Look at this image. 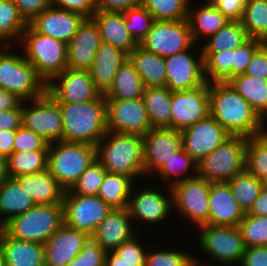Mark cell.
Instances as JSON below:
<instances>
[{"mask_svg": "<svg viewBox=\"0 0 267 266\" xmlns=\"http://www.w3.org/2000/svg\"><path fill=\"white\" fill-rule=\"evenodd\" d=\"M189 0H142V6L146 8L158 21L186 20Z\"/></svg>", "mask_w": 267, "mask_h": 266, "instance_id": "45", "label": "cell"}, {"mask_svg": "<svg viewBox=\"0 0 267 266\" xmlns=\"http://www.w3.org/2000/svg\"><path fill=\"white\" fill-rule=\"evenodd\" d=\"M182 147L181 131L171 128H152L143 136L145 176H154ZM147 174V175H146Z\"/></svg>", "mask_w": 267, "mask_h": 266, "instance_id": "20", "label": "cell"}, {"mask_svg": "<svg viewBox=\"0 0 267 266\" xmlns=\"http://www.w3.org/2000/svg\"><path fill=\"white\" fill-rule=\"evenodd\" d=\"M14 179L36 204L62 205L65 190L48 169L31 175L14 177Z\"/></svg>", "mask_w": 267, "mask_h": 266, "instance_id": "29", "label": "cell"}, {"mask_svg": "<svg viewBox=\"0 0 267 266\" xmlns=\"http://www.w3.org/2000/svg\"><path fill=\"white\" fill-rule=\"evenodd\" d=\"M96 159V146L56 141L48 143V170L64 189H71Z\"/></svg>", "mask_w": 267, "mask_h": 266, "instance_id": "4", "label": "cell"}, {"mask_svg": "<svg viewBox=\"0 0 267 266\" xmlns=\"http://www.w3.org/2000/svg\"><path fill=\"white\" fill-rule=\"evenodd\" d=\"M96 159L106 172L135 178L145 175L143 136L107 131L96 145Z\"/></svg>", "mask_w": 267, "mask_h": 266, "instance_id": "3", "label": "cell"}, {"mask_svg": "<svg viewBox=\"0 0 267 266\" xmlns=\"http://www.w3.org/2000/svg\"><path fill=\"white\" fill-rule=\"evenodd\" d=\"M98 26L102 43L128 55L139 45L125 27L123 13L96 11L91 17Z\"/></svg>", "mask_w": 267, "mask_h": 266, "instance_id": "27", "label": "cell"}, {"mask_svg": "<svg viewBox=\"0 0 267 266\" xmlns=\"http://www.w3.org/2000/svg\"><path fill=\"white\" fill-rule=\"evenodd\" d=\"M0 245L6 266H45L44 245L40 243L14 239L0 228Z\"/></svg>", "mask_w": 267, "mask_h": 266, "instance_id": "28", "label": "cell"}, {"mask_svg": "<svg viewBox=\"0 0 267 266\" xmlns=\"http://www.w3.org/2000/svg\"><path fill=\"white\" fill-rule=\"evenodd\" d=\"M63 224L62 205L36 204L25 213L11 218L1 228L14 239L44 245Z\"/></svg>", "mask_w": 267, "mask_h": 266, "instance_id": "7", "label": "cell"}, {"mask_svg": "<svg viewBox=\"0 0 267 266\" xmlns=\"http://www.w3.org/2000/svg\"><path fill=\"white\" fill-rule=\"evenodd\" d=\"M47 93L56 102L67 103L93 101L101 95L89 71L76 69H65L55 76L47 84Z\"/></svg>", "mask_w": 267, "mask_h": 266, "instance_id": "18", "label": "cell"}, {"mask_svg": "<svg viewBox=\"0 0 267 266\" xmlns=\"http://www.w3.org/2000/svg\"><path fill=\"white\" fill-rule=\"evenodd\" d=\"M7 177V157L0 154V180Z\"/></svg>", "mask_w": 267, "mask_h": 266, "instance_id": "65", "label": "cell"}, {"mask_svg": "<svg viewBox=\"0 0 267 266\" xmlns=\"http://www.w3.org/2000/svg\"><path fill=\"white\" fill-rule=\"evenodd\" d=\"M190 173V174H189ZM158 174V175H157ZM167 187L198 175V163L181 147L156 173ZM184 175V177H183ZM167 183V184H166Z\"/></svg>", "mask_w": 267, "mask_h": 266, "instance_id": "38", "label": "cell"}, {"mask_svg": "<svg viewBox=\"0 0 267 266\" xmlns=\"http://www.w3.org/2000/svg\"><path fill=\"white\" fill-rule=\"evenodd\" d=\"M201 45L202 52H220L235 49L246 42L249 37L240 21H228L217 33L207 38Z\"/></svg>", "mask_w": 267, "mask_h": 266, "instance_id": "39", "label": "cell"}, {"mask_svg": "<svg viewBox=\"0 0 267 266\" xmlns=\"http://www.w3.org/2000/svg\"><path fill=\"white\" fill-rule=\"evenodd\" d=\"M155 246L156 245L151 244L150 248H148L145 266H187L194 257L190 253L179 250L176 251L175 249H159L155 251Z\"/></svg>", "mask_w": 267, "mask_h": 266, "instance_id": "49", "label": "cell"}, {"mask_svg": "<svg viewBox=\"0 0 267 266\" xmlns=\"http://www.w3.org/2000/svg\"><path fill=\"white\" fill-rule=\"evenodd\" d=\"M145 86L134 64L128 58L115 74L112 87L105 94L106 100H129L143 97Z\"/></svg>", "mask_w": 267, "mask_h": 266, "instance_id": "34", "label": "cell"}, {"mask_svg": "<svg viewBox=\"0 0 267 266\" xmlns=\"http://www.w3.org/2000/svg\"><path fill=\"white\" fill-rule=\"evenodd\" d=\"M85 18L82 14L51 5L28 25L37 33L68 44Z\"/></svg>", "mask_w": 267, "mask_h": 266, "instance_id": "21", "label": "cell"}, {"mask_svg": "<svg viewBox=\"0 0 267 266\" xmlns=\"http://www.w3.org/2000/svg\"><path fill=\"white\" fill-rule=\"evenodd\" d=\"M125 20V27L132 35L134 40L140 42L146 37L150 28L154 23L152 14L142 5L130 8L123 13Z\"/></svg>", "mask_w": 267, "mask_h": 266, "instance_id": "47", "label": "cell"}, {"mask_svg": "<svg viewBox=\"0 0 267 266\" xmlns=\"http://www.w3.org/2000/svg\"><path fill=\"white\" fill-rule=\"evenodd\" d=\"M25 102L30 106L26 107ZM28 102H22V125L48 143L62 141L63 121L58 103L47 92Z\"/></svg>", "mask_w": 267, "mask_h": 266, "instance_id": "13", "label": "cell"}, {"mask_svg": "<svg viewBox=\"0 0 267 266\" xmlns=\"http://www.w3.org/2000/svg\"><path fill=\"white\" fill-rule=\"evenodd\" d=\"M255 216L267 217V187L263 186L259 196L253 203L251 209L247 212Z\"/></svg>", "mask_w": 267, "mask_h": 266, "instance_id": "63", "label": "cell"}, {"mask_svg": "<svg viewBox=\"0 0 267 266\" xmlns=\"http://www.w3.org/2000/svg\"><path fill=\"white\" fill-rule=\"evenodd\" d=\"M28 23L20 15L13 0H0V42L10 44L20 41ZM16 40H15V39ZM11 40V41H10ZM8 42V43H7ZM10 42V43H9Z\"/></svg>", "mask_w": 267, "mask_h": 266, "instance_id": "41", "label": "cell"}, {"mask_svg": "<svg viewBox=\"0 0 267 266\" xmlns=\"http://www.w3.org/2000/svg\"><path fill=\"white\" fill-rule=\"evenodd\" d=\"M227 183L232 195L245 213L251 209L264 186L262 180L246 170L235 175Z\"/></svg>", "mask_w": 267, "mask_h": 266, "instance_id": "40", "label": "cell"}, {"mask_svg": "<svg viewBox=\"0 0 267 266\" xmlns=\"http://www.w3.org/2000/svg\"><path fill=\"white\" fill-rule=\"evenodd\" d=\"M260 47L258 39L249 38L240 47L234 49L232 62V77L244 74L251 57Z\"/></svg>", "mask_w": 267, "mask_h": 266, "instance_id": "53", "label": "cell"}, {"mask_svg": "<svg viewBox=\"0 0 267 266\" xmlns=\"http://www.w3.org/2000/svg\"><path fill=\"white\" fill-rule=\"evenodd\" d=\"M210 115L232 136L251 138L267 131L251 105L228 83H209Z\"/></svg>", "mask_w": 267, "mask_h": 266, "instance_id": "1", "label": "cell"}, {"mask_svg": "<svg viewBox=\"0 0 267 266\" xmlns=\"http://www.w3.org/2000/svg\"><path fill=\"white\" fill-rule=\"evenodd\" d=\"M0 266H6L2 246L0 245Z\"/></svg>", "mask_w": 267, "mask_h": 266, "instance_id": "68", "label": "cell"}, {"mask_svg": "<svg viewBox=\"0 0 267 266\" xmlns=\"http://www.w3.org/2000/svg\"><path fill=\"white\" fill-rule=\"evenodd\" d=\"M234 49L220 52H202L206 82H228L232 78Z\"/></svg>", "mask_w": 267, "mask_h": 266, "instance_id": "42", "label": "cell"}, {"mask_svg": "<svg viewBox=\"0 0 267 266\" xmlns=\"http://www.w3.org/2000/svg\"><path fill=\"white\" fill-rule=\"evenodd\" d=\"M13 2L27 23L51 6V0H13Z\"/></svg>", "mask_w": 267, "mask_h": 266, "instance_id": "55", "label": "cell"}, {"mask_svg": "<svg viewBox=\"0 0 267 266\" xmlns=\"http://www.w3.org/2000/svg\"><path fill=\"white\" fill-rule=\"evenodd\" d=\"M62 114V141L96 146L107 133L106 98L82 103L57 102Z\"/></svg>", "mask_w": 267, "mask_h": 266, "instance_id": "2", "label": "cell"}, {"mask_svg": "<svg viewBox=\"0 0 267 266\" xmlns=\"http://www.w3.org/2000/svg\"><path fill=\"white\" fill-rule=\"evenodd\" d=\"M22 102L17 95L0 88V111L16 109Z\"/></svg>", "mask_w": 267, "mask_h": 266, "instance_id": "61", "label": "cell"}, {"mask_svg": "<svg viewBox=\"0 0 267 266\" xmlns=\"http://www.w3.org/2000/svg\"><path fill=\"white\" fill-rule=\"evenodd\" d=\"M210 185V182L197 175L170 187L173 207L196 227L209 222Z\"/></svg>", "mask_w": 267, "mask_h": 266, "instance_id": "10", "label": "cell"}, {"mask_svg": "<svg viewBox=\"0 0 267 266\" xmlns=\"http://www.w3.org/2000/svg\"><path fill=\"white\" fill-rule=\"evenodd\" d=\"M64 225L83 231L91 236L105 219L111 208L97 195L73 194L65 190L63 194Z\"/></svg>", "mask_w": 267, "mask_h": 266, "instance_id": "12", "label": "cell"}, {"mask_svg": "<svg viewBox=\"0 0 267 266\" xmlns=\"http://www.w3.org/2000/svg\"><path fill=\"white\" fill-rule=\"evenodd\" d=\"M137 236L135 235L113 250L120 257V260L129 266H145L148 248L144 249L146 247L142 245Z\"/></svg>", "mask_w": 267, "mask_h": 266, "instance_id": "50", "label": "cell"}, {"mask_svg": "<svg viewBox=\"0 0 267 266\" xmlns=\"http://www.w3.org/2000/svg\"><path fill=\"white\" fill-rule=\"evenodd\" d=\"M171 129L182 131L210 115L209 83L199 87L172 92Z\"/></svg>", "mask_w": 267, "mask_h": 266, "instance_id": "14", "label": "cell"}, {"mask_svg": "<svg viewBox=\"0 0 267 266\" xmlns=\"http://www.w3.org/2000/svg\"><path fill=\"white\" fill-rule=\"evenodd\" d=\"M171 94L166 86L147 87L143 100L152 128H171Z\"/></svg>", "mask_w": 267, "mask_h": 266, "instance_id": "35", "label": "cell"}, {"mask_svg": "<svg viewBox=\"0 0 267 266\" xmlns=\"http://www.w3.org/2000/svg\"><path fill=\"white\" fill-rule=\"evenodd\" d=\"M129 58L122 50L101 43L89 71L96 89L103 95L112 87L119 67Z\"/></svg>", "mask_w": 267, "mask_h": 266, "instance_id": "26", "label": "cell"}, {"mask_svg": "<svg viewBox=\"0 0 267 266\" xmlns=\"http://www.w3.org/2000/svg\"><path fill=\"white\" fill-rule=\"evenodd\" d=\"M264 186L267 187V179L264 181Z\"/></svg>", "mask_w": 267, "mask_h": 266, "instance_id": "69", "label": "cell"}, {"mask_svg": "<svg viewBox=\"0 0 267 266\" xmlns=\"http://www.w3.org/2000/svg\"><path fill=\"white\" fill-rule=\"evenodd\" d=\"M199 244L204 254L220 265L238 266L245 252V244L238 226H199ZM209 255V256H208Z\"/></svg>", "mask_w": 267, "mask_h": 266, "instance_id": "9", "label": "cell"}, {"mask_svg": "<svg viewBox=\"0 0 267 266\" xmlns=\"http://www.w3.org/2000/svg\"><path fill=\"white\" fill-rule=\"evenodd\" d=\"M194 43L187 19L181 21L155 20L139 46L165 58L181 51L193 49Z\"/></svg>", "mask_w": 267, "mask_h": 266, "instance_id": "11", "label": "cell"}, {"mask_svg": "<svg viewBox=\"0 0 267 266\" xmlns=\"http://www.w3.org/2000/svg\"><path fill=\"white\" fill-rule=\"evenodd\" d=\"M105 266H129L120 260V257L114 252L109 251L106 253Z\"/></svg>", "mask_w": 267, "mask_h": 266, "instance_id": "64", "label": "cell"}, {"mask_svg": "<svg viewBox=\"0 0 267 266\" xmlns=\"http://www.w3.org/2000/svg\"><path fill=\"white\" fill-rule=\"evenodd\" d=\"M132 223L128 209H111L90 237L106 252L113 251L136 235Z\"/></svg>", "mask_w": 267, "mask_h": 266, "instance_id": "24", "label": "cell"}, {"mask_svg": "<svg viewBox=\"0 0 267 266\" xmlns=\"http://www.w3.org/2000/svg\"><path fill=\"white\" fill-rule=\"evenodd\" d=\"M238 228L246 248L267 246V217L255 216L246 212Z\"/></svg>", "mask_w": 267, "mask_h": 266, "instance_id": "46", "label": "cell"}, {"mask_svg": "<svg viewBox=\"0 0 267 266\" xmlns=\"http://www.w3.org/2000/svg\"><path fill=\"white\" fill-rule=\"evenodd\" d=\"M166 189L170 192L168 197L165 196L167 193L163 194V190L152 185L139 188V192L133 193V186L127 208L133 223L139 220L146 224L158 225L168 218L167 216L175 208H173L171 188L167 187Z\"/></svg>", "mask_w": 267, "mask_h": 266, "instance_id": "16", "label": "cell"}, {"mask_svg": "<svg viewBox=\"0 0 267 266\" xmlns=\"http://www.w3.org/2000/svg\"><path fill=\"white\" fill-rule=\"evenodd\" d=\"M240 22L249 38L259 40L267 31V0H246Z\"/></svg>", "mask_w": 267, "mask_h": 266, "instance_id": "44", "label": "cell"}, {"mask_svg": "<svg viewBox=\"0 0 267 266\" xmlns=\"http://www.w3.org/2000/svg\"><path fill=\"white\" fill-rule=\"evenodd\" d=\"M10 46L4 44V48H0V88L17 95L23 101L43 96L47 92V84L24 55L12 53Z\"/></svg>", "mask_w": 267, "mask_h": 266, "instance_id": "6", "label": "cell"}, {"mask_svg": "<svg viewBox=\"0 0 267 266\" xmlns=\"http://www.w3.org/2000/svg\"><path fill=\"white\" fill-rule=\"evenodd\" d=\"M260 47L267 49V31L259 39Z\"/></svg>", "mask_w": 267, "mask_h": 266, "instance_id": "67", "label": "cell"}, {"mask_svg": "<svg viewBox=\"0 0 267 266\" xmlns=\"http://www.w3.org/2000/svg\"><path fill=\"white\" fill-rule=\"evenodd\" d=\"M18 43L24 48V58L46 84L67 69V44L64 42L37 33L28 25Z\"/></svg>", "mask_w": 267, "mask_h": 266, "instance_id": "5", "label": "cell"}, {"mask_svg": "<svg viewBox=\"0 0 267 266\" xmlns=\"http://www.w3.org/2000/svg\"><path fill=\"white\" fill-rule=\"evenodd\" d=\"M247 137L231 136L198 163V175L210 183L228 182L245 170Z\"/></svg>", "mask_w": 267, "mask_h": 266, "instance_id": "8", "label": "cell"}, {"mask_svg": "<svg viewBox=\"0 0 267 266\" xmlns=\"http://www.w3.org/2000/svg\"><path fill=\"white\" fill-rule=\"evenodd\" d=\"M245 170L263 182L267 179V131L247 139Z\"/></svg>", "mask_w": 267, "mask_h": 266, "instance_id": "43", "label": "cell"}, {"mask_svg": "<svg viewBox=\"0 0 267 266\" xmlns=\"http://www.w3.org/2000/svg\"><path fill=\"white\" fill-rule=\"evenodd\" d=\"M107 131L144 136L152 129L143 98L106 100Z\"/></svg>", "mask_w": 267, "mask_h": 266, "instance_id": "15", "label": "cell"}, {"mask_svg": "<svg viewBox=\"0 0 267 266\" xmlns=\"http://www.w3.org/2000/svg\"><path fill=\"white\" fill-rule=\"evenodd\" d=\"M106 251L91 237L67 266H105Z\"/></svg>", "mask_w": 267, "mask_h": 266, "instance_id": "51", "label": "cell"}, {"mask_svg": "<svg viewBox=\"0 0 267 266\" xmlns=\"http://www.w3.org/2000/svg\"><path fill=\"white\" fill-rule=\"evenodd\" d=\"M106 170L95 159L94 162L83 172L74 186L69 189L73 194L94 196L104 180Z\"/></svg>", "mask_w": 267, "mask_h": 266, "instance_id": "48", "label": "cell"}, {"mask_svg": "<svg viewBox=\"0 0 267 266\" xmlns=\"http://www.w3.org/2000/svg\"><path fill=\"white\" fill-rule=\"evenodd\" d=\"M22 125V104L11 110L0 111V131L17 130Z\"/></svg>", "mask_w": 267, "mask_h": 266, "instance_id": "60", "label": "cell"}, {"mask_svg": "<svg viewBox=\"0 0 267 266\" xmlns=\"http://www.w3.org/2000/svg\"><path fill=\"white\" fill-rule=\"evenodd\" d=\"M182 148L197 163L232 135L211 115L181 131Z\"/></svg>", "mask_w": 267, "mask_h": 266, "instance_id": "19", "label": "cell"}, {"mask_svg": "<svg viewBox=\"0 0 267 266\" xmlns=\"http://www.w3.org/2000/svg\"><path fill=\"white\" fill-rule=\"evenodd\" d=\"M48 169V150L13 151L7 157V176L20 177Z\"/></svg>", "mask_w": 267, "mask_h": 266, "instance_id": "37", "label": "cell"}, {"mask_svg": "<svg viewBox=\"0 0 267 266\" xmlns=\"http://www.w3.org/2000/svg\"><path fill=\"white\" fill-rule=\"evenodd\" d=\"M249 76L263 77L267 79V49L259 47L251 57L244 72Z\"/></svg>", "mask_w": 267, "mask_h": 266, "instance_id": "57", "label": "cell"}, {"mask_svg": "<svg viewBox=\"0 0 267 266\" xmlns=\"http://www.w3.org/2000/svg\"><path fill=\"white\" fill-rule=\"evenodd\" d=\"M135 180L125 174L106 172L97 196L111 209H127Z\"/></svg>", "mask_w": 267, "mask_h": 266, "instance_id": "36", "label": "cell"}, {"mask_svg": "<svg viewBox=\"0 0 267 266\" xmlns=\"http://www.w3.org/2000/svg\"><path fill=\"white\" fill-rule=\"evenodd\" d=\"M129 59L134 64L145 88L166 86L167 70L163 57L146 51L138 45L129 54Z\"/></svg>", "mask_w": 267, "mask_h": 266, "instance_id": "32", "label": "cell"}, {"mask_svg": "<svg viewBox=\"0 0 267 266\" xmlns=\"http://www.w3.org/2000/svg\"><path fill=\"white\" fill-rule=\"evenodd\" d=\"M141 4L142 0H96V11L124 13Z\"/></svg>", "mask_w": 267, "mask_h": 266, "instance_id": "59", "label": "cell"}, {"mask_svg": "<svg viewBox=\"0 0 267 266\" xmlns=\"http://www.w3.org/2000/svg\"><path fill=\"white\" fill-rule=\"evenodd\" d=\"M89 238L87 233L63 224L44 244L45 266H67Z\"/></svg>", "mask_w": 267, "mask_h": 266, "instance_id": "23", "label": "cell"}, {"mask_svg": "<svg viewBox=\"0 0 267 266\" xmlns=\"http://www.w3.org/2000/svg\"><path fill=\"white\" fill-rule=\"evenodd\" d=\"M48 150V142L40 135L21 125L16 130L13 151Z\"/></svg>", "mask_w": 267, "mask_h": 266, "instance_id": "52", "label": "cell"}, {"mask_svg": "<svg viewBox=\"0 0 267 266\" xmlns=\"http://www.w3.org/2000/svg\"><path fill=\"white\" fill-rule=\"evenodd\" d=\"M101 43L95 21L85 18L67 44V69L89 70Z\"/></svg>", "mask_w": 267, "mask_h": 266, "instance_id": "22", "label": "cell"}, {"mask_svg": "<svg viewBox=\"0 0 267 266\" xmlns=\"http://www.w3.org/2000/svg\"><path fill=\"white\" fill-rule=\"evenodd\" d=\"M16 130L0 131V154L8 157L13 152Z\"/></svg>", "mask_w": 267, "mask_h": 266, "instance_id": "62", "label": "cell"}, {"mask_svg": "<svg viewBox=\"0 0 267 266\" xmlns=\"http://www.w3.org/2000/svg\"><path fill=\"white\" fill-rule=\"evenodd\" d=\"M244 215L227 182L211 183L208 225L238 226Z\"/></svg>", "mask_w": 267, "mask_h": 266, "instance_id": "25", "label": "cell"}, {"mask_svg": "<svg viewBox=\"0 0 267 266\" xmlns=\"http://www.w3.org/2000/svg\"><path fill=\"white\" fill-rule=\"evenodd\" d=\"M230 21H240L246 0H210Z\"/></svg>", "mask_w": 267, "mask_h": 266, "instance_id": "56", "label": "cell"}, {"mask_svg": "<svg viewBox=\"0 0 267 266\" xmlns=\"http://www.w3.org/2000/svg\"><path fill=\"white\" fill-rule=\"evenodd\" d=\"M203 6L200 5L197 9L189 4L187 21L195 43L201 37L207 40L208 37L217 33L229 21L222 12L210 1L205 0Z\"/></svg>", "mask_w": 267, "mask_h": 266, "instance_id": "31", "label": "cell"}, {"mask_svg": "<svg viewBox=\"0 0 267 266\" xmlns=\"http://www.w3.org/2000/svg\"><path fill=\"white\" fill-rule=\"evenodd\" d=\"M35 205V201L14 178L7 176L0 180V228Z\"/></svg>", "mask_w": 267, "mask_h": 266, "instance_id": "30", "label": "cell"}, {"mask_svg": "<svg viewBox=\"0 0 267 266\" xmlns=\"http://www.w3.org/2000/svg\"><path fill=\"white\" fill-rule=\"evenodd\" d=\"M193 51L188 49L164 58L166 87L172 92L190 90L206 83L202 51L196 57L191 54Z\"/></svg>", "mask_w": 267, "mask_h": 266, "instance_id": "17", "label": "cell"}, {"mask_svg": "<svg viewBox=\"0 0 267 266\" xmlns=\"http://www.w3.org/2000/svg\"><path fill=\"white\" fill-rule=\"evenodd\" d=\"M51 5L91 18L96 12V0H51Z\"/></svg>", "mask_w": 267, "mask_h": 266, "instance_id": "54", "label": "cell"}, {"mask_svg": "<svg viewBox=\"0 0 267 266\" xmlns=\"http://www.w3.org/2000/svg\"><path fill=\"white\" fill-rule=\"evenodd\" d=\"M238 266H267V246L247 247Z\"/></svg>", "mask_w": 267, "mask_h": 266, "instance_id": "58", "label": "cell"}, {"mask_svg": "<svg viewBox=\"0 0 267 266\" xmlns=\"http://www.w3.org/2000/svg\"><path fill=\"white\" fill-rule=\"evenodd\" d=\"M228 83L251 105L252 109L266 123L267 119V79L239 74Z\"/></svg>", "mask_w": 267, "mask_h": 266, "instance_id": "33", "label": "cell"}, {"mask_svg": "<svg viewBox=\"0 0 267 266\" xmlns=\"http://www.w3.org/2000/svg\"><path fill=\"white\" fill-rule=\"evenodd\" d=\"M205 264L206 265H204V262L202 263L200 260L193 257V259L187 264V266H210V265H207V263Z\"/></svg>", "mask_w": 267, "mask_h": 266, "instance_id": "66", "label": "cell"}]
</instances>
